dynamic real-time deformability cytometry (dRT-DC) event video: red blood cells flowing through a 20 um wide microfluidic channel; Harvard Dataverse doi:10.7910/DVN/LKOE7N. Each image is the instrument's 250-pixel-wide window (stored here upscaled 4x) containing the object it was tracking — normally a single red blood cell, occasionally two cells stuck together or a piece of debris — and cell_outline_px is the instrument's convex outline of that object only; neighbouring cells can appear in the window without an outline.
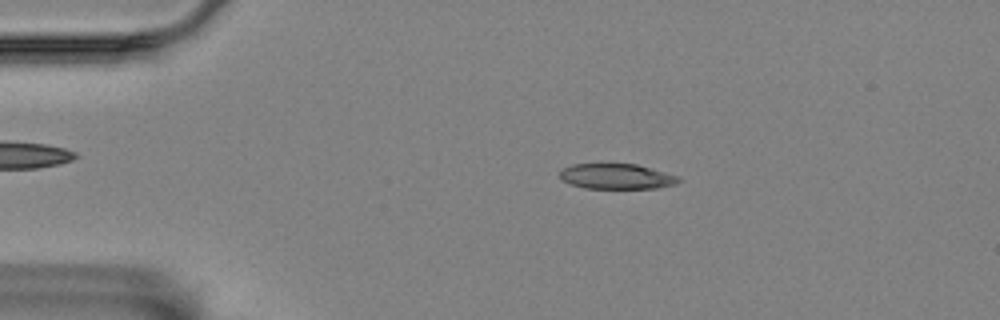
{"species": "Egyptian fruit bat (a non-hibernating species)", "species_latin": "Rousettus aegyptiacus", "temperature_condition": "room temperature", "stored_images_in_passage": 55, "camera_frame_rate_fps": 3000, "um_per_image_px": 0.085, "animal": {"sex": "female"}, "frame": {"image": 1, "passage_image": 10, "time_ms": 3.0, "image_size_px": [1000, 320], "cell_outline_px": [[680, 180], [676, 184], [656, 188], [584, 188], [572, 184], [564, 180], [560, 176], [560, 172], [564, 168], [572, 164], [636, 164], [680, 176]], "centroid_in_image_um": [52.45, 14.99], "position_along_channel_um": 32.6, "area_um2": 17.34}}
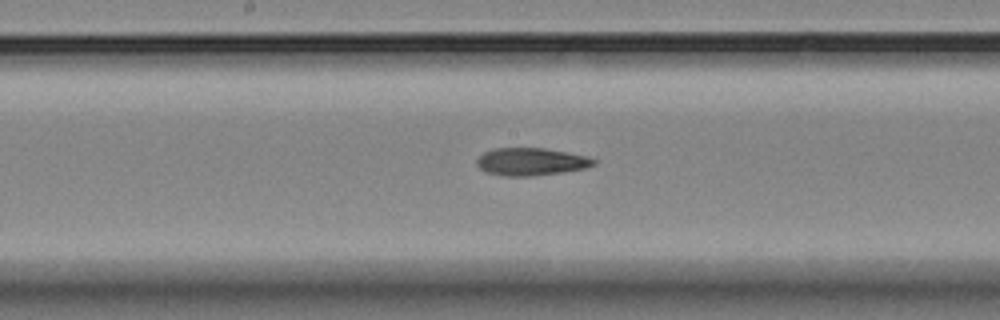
{"frame": {"image": 2, "passage_image": 28, "time_ms": 9.0, "image_size_px": [1000, 320], "cell_outline_px": [[596, 164], [584, 168], [560, 172], [532, 176], [508, 176], [488, 172], [480, 168], [476, 164], [476, 160], [484, 152], [492, 148], [544, 148], [584, 156], [596, 160]], "centroid_in_image_um": [45.1, 13.74], "position_along_channel_um": 203.1, "area_um2": 18.44}}
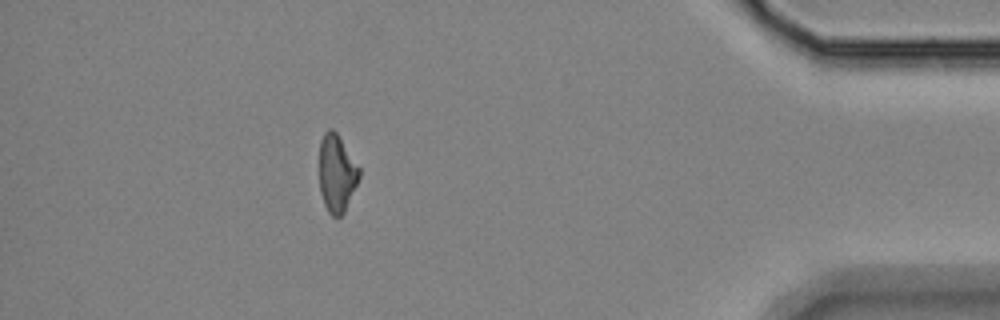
{"frame": {"image": 3, "passage_image": 49, "time_ms": 16.0, "image_size_px": [1000, 320], "cell_outline_px": [[360, 176], [344, 212], [340, 216], [332, 216], [328, 212], [324, 204], [320, 192], [320, 140], [324, 132], [328, 128], [332, 128], [336, 132], [360, 168]], "centroid_in_image_um": [28.61, 14.72], "position_along_channel_um": 406.6, "area_um2": 17.86}, "authors_computed_cell_mechanics": {"area_um2": 18.785, "velocity_mm_per_s": 3.569, "shape_relaxation_time_tau1_ms": null, "shape_relaxation_time_tau2_ms": 5.5325, "deformation_change_tau1": null, "deformation_change_tau2": 0.1584}}